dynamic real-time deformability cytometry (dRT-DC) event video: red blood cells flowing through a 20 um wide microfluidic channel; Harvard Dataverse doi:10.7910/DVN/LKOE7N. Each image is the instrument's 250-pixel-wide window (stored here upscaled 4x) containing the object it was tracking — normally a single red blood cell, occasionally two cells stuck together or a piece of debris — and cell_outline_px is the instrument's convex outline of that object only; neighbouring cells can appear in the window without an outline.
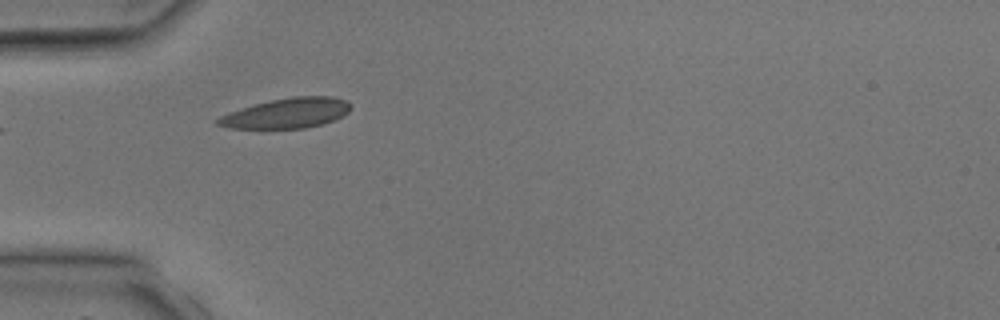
{"species": "common noctule bat (a hibernating species)", "species_latin": "Nyctalus noctula", "temperature_condition": "room temperature", "stored_images_in_passage": 2, "camera_frame_rate_fps": 3000, "um_per_image_px": 0.085, "animal": {"sex": "male", "body_mass_g": 17.9, "forearm_length_mm": 54.2}, "frame": {"image": 1, "passage_image": 2, "time_ms": 1.0, "image_size_px": [1000, 320], "cell_outline_px": [[352, 108], [348, 112], [332, 120], [320, 124], [304, 128], [228, 128], [216, 124], [212, 120], [220, 116], [256, 104], [272, 100], [292, 96], [332, 96], [344, 100], [352, 104]], "centroid_in_image_um": [24.37, 9.62], "position_along_channel_um": 60.6, "area_um2": 22.95}}